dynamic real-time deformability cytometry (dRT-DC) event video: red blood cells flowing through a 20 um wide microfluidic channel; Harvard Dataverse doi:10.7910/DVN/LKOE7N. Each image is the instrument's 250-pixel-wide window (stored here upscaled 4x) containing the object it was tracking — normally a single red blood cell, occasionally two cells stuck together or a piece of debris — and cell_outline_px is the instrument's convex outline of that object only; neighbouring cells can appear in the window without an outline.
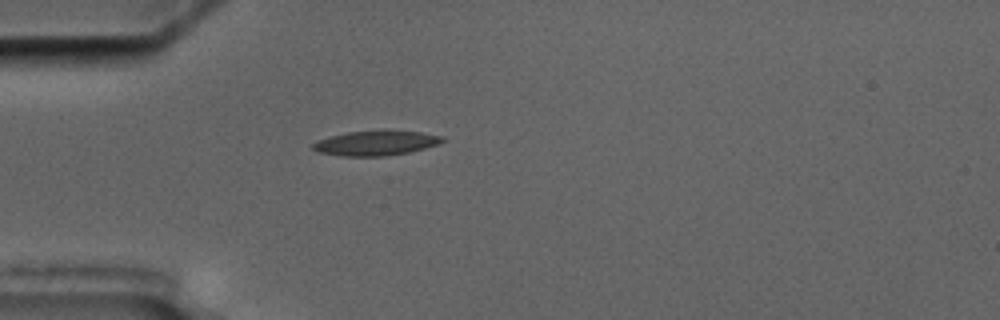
{"species": "common noctule bat (a hibernating species)", "species_latin": "Nyctalus noctula", "temperature_condition": "cold", "stored_images_in_passage": 1, "camera_frame_rate_fps": 3000, "um_per_image_px": 0.085, "animal": {"sex": "male", "body_mass_g": 17.5, "forearm_length_mm": 52.3}, "frame": {"image": 1, "passage_image": 1, "time_ms": 0.0, "image_size_px": [1000, 320], "cell_outline_px": [[444, 140], [440, 144], [408, 152], [384, 156], [336, 156], [316, 152], [312, 148], [312, 144], [316, 140], [328, 136], [348, 132], [380, 128], [384, 128], [420, 132], [444, 136]], "centroid_in_image_um": [31.91, 12.13], "position_along_channel_um": 53.1, "area_um2": 19.48}}